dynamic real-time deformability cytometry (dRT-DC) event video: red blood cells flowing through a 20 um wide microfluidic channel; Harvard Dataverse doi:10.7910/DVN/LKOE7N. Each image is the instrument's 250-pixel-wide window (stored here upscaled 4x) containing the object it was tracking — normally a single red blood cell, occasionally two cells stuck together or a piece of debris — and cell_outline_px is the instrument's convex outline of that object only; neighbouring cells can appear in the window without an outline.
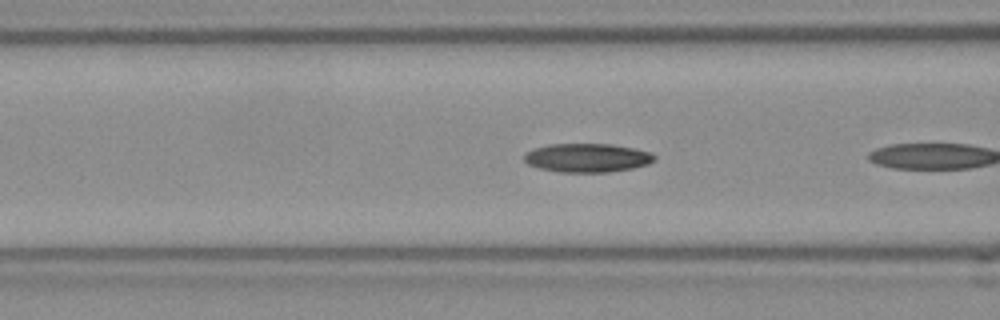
{"species": "Egyptian fruit bat (a non-hibernating species)", "species_latin": "Rousettus aegyptiacus", "temperature_condition": "room temperature", "stored_images_in_passage": 6, "camera_frame_rate_fps": 3000, "um_per_image_px": 0.085, "frame": {"image": 1, "passage_image": 5, "time_ms": 1.333, "image_size_px": [1000, 320], "cell_outline_px": [[656, 160], [648, 164], [632, 168], [608, 172], [560, 172], [540, 168], [528, 164], [524, 160], [524, 152], [532, 148], [548, 144], [612, 144], [652, 152], [656, 156]], "centroid_in_image_um": [49.9, 13.4], "position_along_channel_um": 116.7, "area_um2": 21.96}}